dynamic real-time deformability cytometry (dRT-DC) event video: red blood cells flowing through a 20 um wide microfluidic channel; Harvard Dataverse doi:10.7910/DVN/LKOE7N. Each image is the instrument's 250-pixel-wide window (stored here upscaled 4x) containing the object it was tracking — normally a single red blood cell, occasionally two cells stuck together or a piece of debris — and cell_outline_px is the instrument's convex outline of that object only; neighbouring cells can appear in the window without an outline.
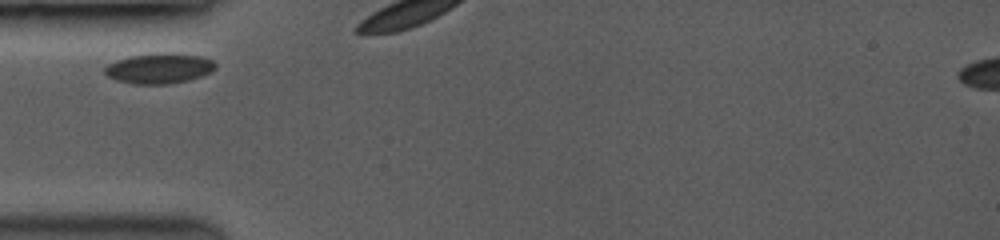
{"species": "common noctule bat (a hibernating species)", "species_latin": "Nyctalus noctula", "temperature_condition": "room temperature", "stored_images_in_passage": 4, "camera_frame_rate_fps": 3500, "um_per_image_px": 0.085, "animal": {"sex": "female", "body_mass_g": 19.0, "forearm_length_mm": 53.3}, "frame": {"image": 1, "passage_image": 1, "time_ms": 0.0, "image_size_px": [1000, 240], "cell_outline_px": [[216, 68], [212, 72], [188, 80], [168, 84], [132, 84], [116, 80], [108, 76], [104, 72], [104, 68], [108, 64], [116, 60], [128, 56], [160, 52], [164, 52], [200, 56], [212, 60], [216, 64]], "centroid_in_image_um": [13.52, 5.81], "position_along_channel_um": 71.5, "area_um2": 19.65}}